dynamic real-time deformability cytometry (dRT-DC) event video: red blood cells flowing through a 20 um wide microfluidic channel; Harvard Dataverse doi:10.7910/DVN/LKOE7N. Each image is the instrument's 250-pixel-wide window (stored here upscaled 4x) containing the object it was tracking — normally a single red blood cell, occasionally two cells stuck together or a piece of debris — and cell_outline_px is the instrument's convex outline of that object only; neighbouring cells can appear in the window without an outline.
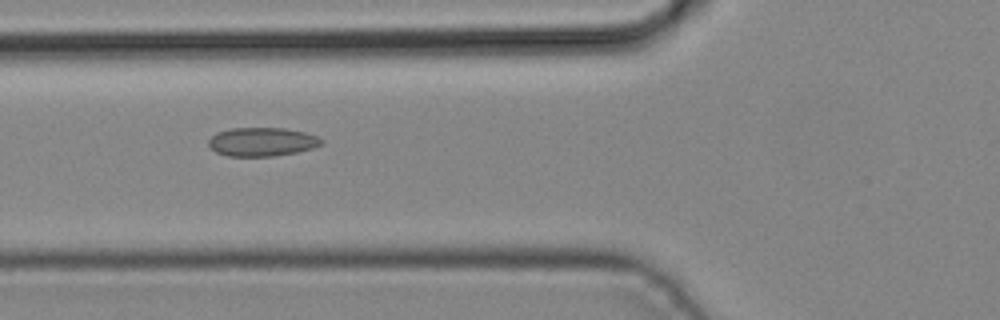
{"species": "common noctule bat (a hibernating species)", "species_latin": "Nyctalus noctula", "temperature_condition": "cold", "stored_images_in_passage": 4, "camera_frame_rate_fps": 3000, "um_per_image_px": 0.085, "animal": {"sex": "male", "body_mass_g": 19.2, "forearm_length_mm": 51.8}, "frame": {"image": 1, "passage_image": 4, "time_ms": 1.0, "image_size_px": [1000, 320], "cell_outline_px": [[324, 144], [312, 148], [296, 152], [272, 156], [228, 156], [216, 152], [208, 144], [208, 140], [216, 132], [232, 128], [284, 128], [304, 132], [316, 136], [324, 140]], "centroid_in_image_um": [22.27, 12.05], "position_along_channel_um": 103.5, "area_um2": 18.84}}